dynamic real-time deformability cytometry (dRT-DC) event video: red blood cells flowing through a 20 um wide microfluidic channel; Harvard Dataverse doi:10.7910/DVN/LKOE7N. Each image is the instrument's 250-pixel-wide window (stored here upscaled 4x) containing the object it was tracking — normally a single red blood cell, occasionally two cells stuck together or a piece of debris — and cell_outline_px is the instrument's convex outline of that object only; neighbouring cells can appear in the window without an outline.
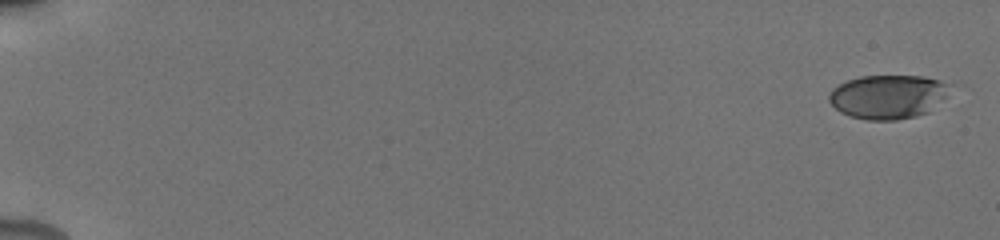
{"species": "human", "species_latin": "Homo sapiens", "temperature_condition": "cold", "stored_images_in_passage": 49, "camera_frame_rate_fps": 3000, "um_per_image_px": 0.085, "donor": {"sex": "male"}, "frame": {"image": 1, "passage_image": 1, "time_ms": 0.0, "image_size_px": [1000, 240], "cell_outline_px": [[964, 84], [928, 112], [916, 116], [896, 120], [864, 120], [848, 116], [840, 112], [828, 100], [828, 96], [832, 88], [848, 80], [860, 76], [924, 76]], "centroid_in_image_um": [75.65, 8.2], "position_along_channel_um": 9.4, "area_um2": 32.19}}
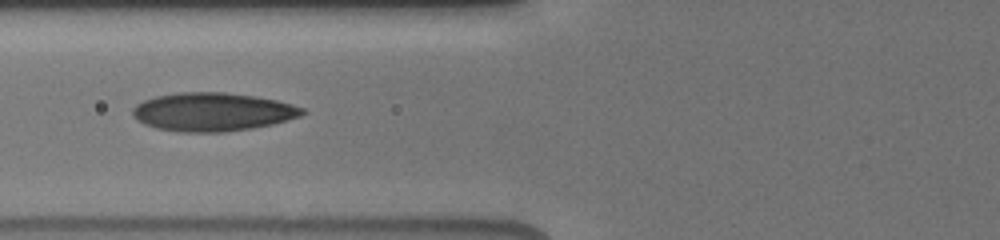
{"frame": {"image": 2, "passage_image": 23, "time_ms": 7.667, "image_size_px": [1000, 240], "cell_outline_px": [[308, 112], [300, 116], [272, 124], [252, 128], [224, 132], [180, 132], [156, 128], [144, 124], [132, 116], [132, 108], [136, 104], [144, 100], [156, 96], [180, 92], [224, 92], [256, 96], [276, 100], [292, 104], [304, 108]], "centroid_in_image_um": [18.06, 9.51], "position_along_channel_um": 107.7, "area_um2": 38.15}}
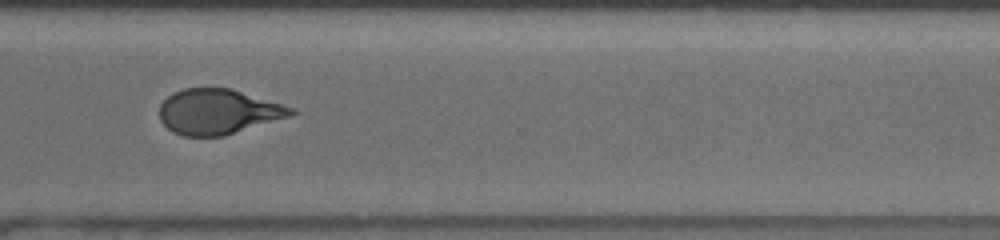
{"frame": {"image": 3, "passage_image": 41, "time_ms": 14.0, "image_size_px": [1000, 240], "cell_outline_px": [[296, 112], [292, 116], [224, 136], [184, 136], [172, 132], [160, 120], [160, 104], [172, 92], [184, 88], [232, 88], [284, 104], [296, 108]], "centroid_in_image_um": [18.58, 9.49], "position_along_channel_um": 352.0, "area_um2": 34.97}, "authors_computed_cell_mechanics": {"area_um2": 34.969, "velocity_mm_per_s": 3.8645, "shape_relaxation_time_tau1_ms": 4.9853, "shape_relaxation_time_tau2_ms": 1.2769, "deformation_change_tau1": 0.1854, "deformation_change_tau2": 0.0905}}